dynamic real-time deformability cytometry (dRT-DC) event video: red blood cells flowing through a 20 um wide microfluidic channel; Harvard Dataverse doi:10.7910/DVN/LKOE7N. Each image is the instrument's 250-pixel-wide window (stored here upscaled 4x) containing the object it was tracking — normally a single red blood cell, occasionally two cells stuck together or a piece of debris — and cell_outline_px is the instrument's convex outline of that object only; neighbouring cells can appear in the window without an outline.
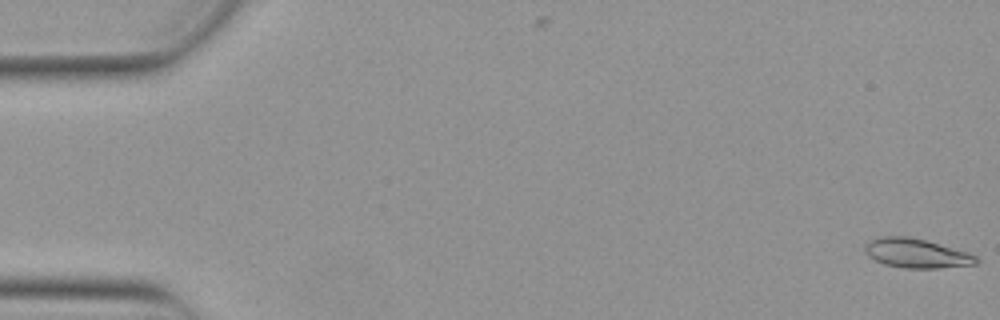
{"species": "Egyptian fruit bat (a non-hibernating species)", "species_latin": "Rousettus aegyptiacus", "temperature_condition": "warm", "stored_images_in_passage": 53, "camera_frame_rate_fps": 3000, "um_per_image_px": 0.085, "animal": {"sex": "female"}, "frame": {"image": 1, "passage_image": 1, "time_ms": 0.0, "image_size_px": [1000, 320], "cell_outline_px": [[980, 260], [976, 264], [940, 268], [904, 268], [884, 264], [868, 256], [864, 252], [864, 244], [880, 236], [908, 236], [924, 240], [968, 252], [976, 256]], "centroid_in_image_um": [77.88, 21.53], "position_along_channel_um": 7.1, "area_um2": 18.96}}
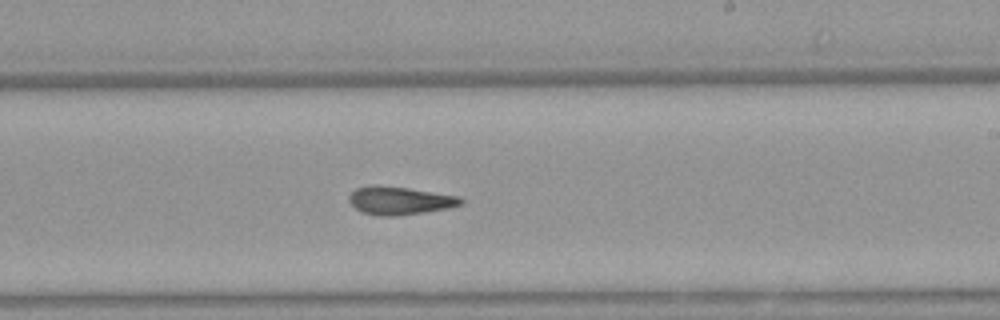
{"frame": {"image": 2, "passage_image": 32, "time_ms": 10.333, "image_size_px": [1000, 320], "cell_outline_px": [[464, 200], [460, 204], [448, 208], [424, 212], [392, 216], [380, 216], [360, 212], [348, 200], [348, 196], [356, 188], [372, 184], [376, 184], [408, 188], [460, 196]], "centroid_in_image_um": [33.94, 17.04], "position_along_channel_um": 255.1, "area_um2": 18.32}}
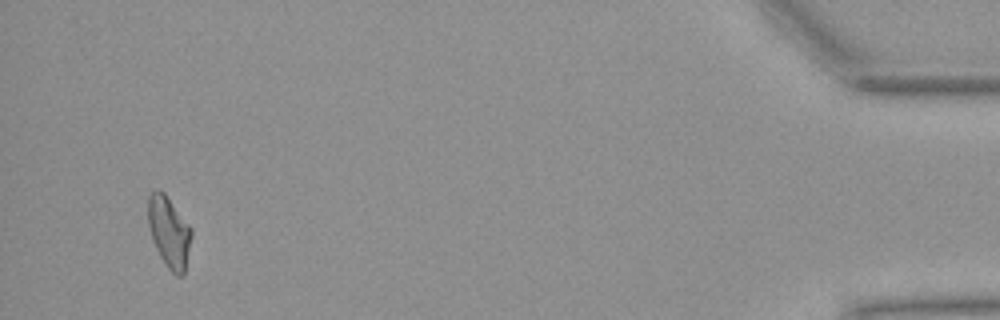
{"frame": {"image": 3, "passage_image": 51, "time_ms": 16.667, "image_size_px": [1000, 320], "cell_outline_px": [[192, 236], [184, 272], [180, 276], [176, 276], [168, 268], [160, 256], [156, 248], [148, 224], [148, 196], [156, 188], [160, 188], [164, 192], [192, 228]], "centroid_in_image_um": [14.37, 19.68], "position_along_channel_um": 420.8, "area_um2": 17.86}}